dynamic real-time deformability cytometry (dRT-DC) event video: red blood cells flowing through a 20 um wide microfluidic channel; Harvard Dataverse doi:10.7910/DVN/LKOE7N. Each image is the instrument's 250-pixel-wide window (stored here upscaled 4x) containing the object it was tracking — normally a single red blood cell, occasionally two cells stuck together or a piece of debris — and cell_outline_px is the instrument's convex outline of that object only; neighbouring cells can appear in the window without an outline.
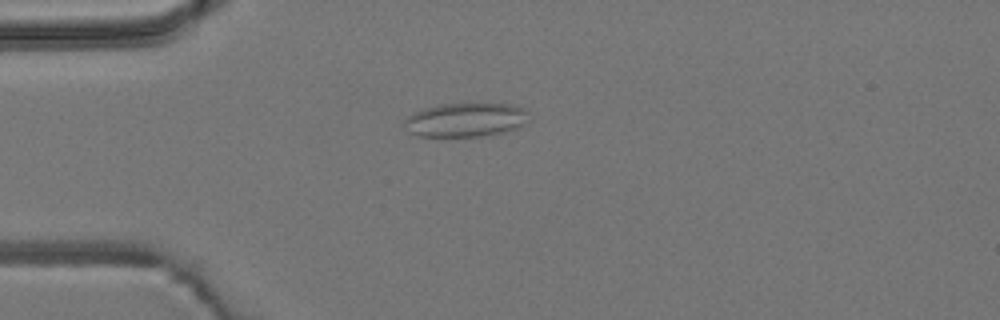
{"species": "common noctule bat (a hibernating species)", "species_latin": "Nyctalus noctula", "temperature_condition": "room temperature", "stored_images_in_passage": 2, "camera_frame_rate_fps": 3000, "um_per_image_px": 0.085, "animal": {"sex": "male", "body_mass_g": 19.2, "forearm_length_mm": 51.8}, "frame": {"image": 1, "passage_image": 1, "time_ms": 0.0, "image_size_px": [1000, 320], "cell_outline_px": [[528, 124], [520, 128], [504, 132], [480, 136], [416, 136], [408, 132], [404, 124], [404, 120], [412, 112], [424, 108], [440, 104], [512, 104], [524, 108], [528, 112]], "centroid_in_image_um": [39.6, 10.19], "position_along_channel_um": 45.4, "area_um2": 24.91}}